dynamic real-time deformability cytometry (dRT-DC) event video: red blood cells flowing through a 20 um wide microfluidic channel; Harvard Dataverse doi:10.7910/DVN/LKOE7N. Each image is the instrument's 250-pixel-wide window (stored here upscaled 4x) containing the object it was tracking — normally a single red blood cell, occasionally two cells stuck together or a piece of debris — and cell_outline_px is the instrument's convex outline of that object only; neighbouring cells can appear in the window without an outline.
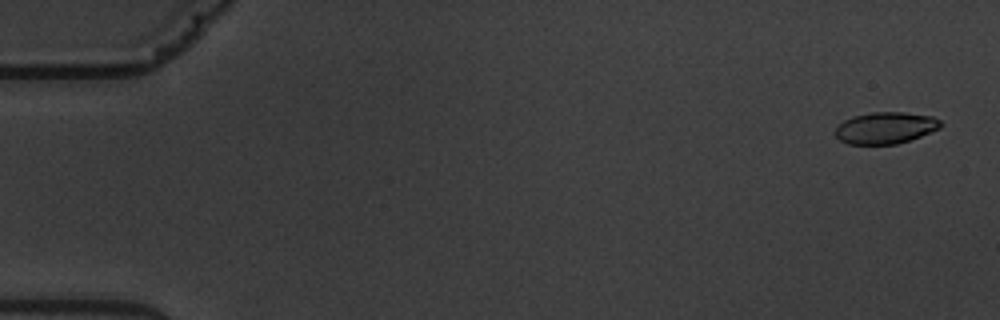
{"species": "common noctule bat (a hibernating species)", "species_latin": "Nyctalus noctula", "temperature_condition": "warm", "stored_images_in_passage": 9, "camera_frame_rate_fps": 3000, "um_per_image_px": 0.085, "animal": {"sex": "male", "body_mass_g": 19.5, "forearm_length_mm": 54.6}, "frame": {"image": 1, "passage_image": 1, "time_ms": 0.0, "image_size_px": [1000, 320], "cell_outline_px": [[944, 124], [940, 128], [920, 136], [896, 144], [848, 144], [840, 140], [836, 136], [836, 128], [844, 120], [852, 116], [872, 112], [904, 112], [932, 116], [940, 120]], "centroid_in_image_um": [75.28, 10.86], "position_along_channel_um": 9.7, "area_um2": 19.36}}
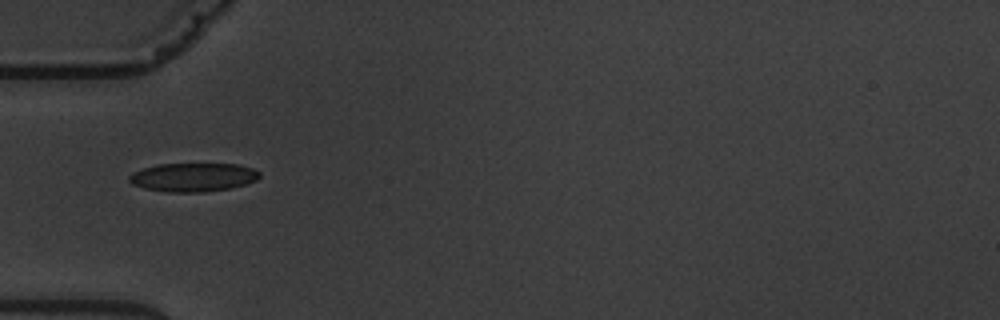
{"frame": {"image": 2, "passage_image": 6, "time_ms": 5.667, "image_size_px": [1000, 320], "cell_outline_px": [[260, 176], [256, 180], [232, 188], [204, 192], [168, 192], [144, 188], [132, 184], [128, 180], [128, 176], [132, 172], [156, 164], [240, 164], [252, 168], [260, 172]], "centroid_in_image_um": [16.4, 15.06], "position_along_channel_um": 68.6, "area_um2": 21.85}}